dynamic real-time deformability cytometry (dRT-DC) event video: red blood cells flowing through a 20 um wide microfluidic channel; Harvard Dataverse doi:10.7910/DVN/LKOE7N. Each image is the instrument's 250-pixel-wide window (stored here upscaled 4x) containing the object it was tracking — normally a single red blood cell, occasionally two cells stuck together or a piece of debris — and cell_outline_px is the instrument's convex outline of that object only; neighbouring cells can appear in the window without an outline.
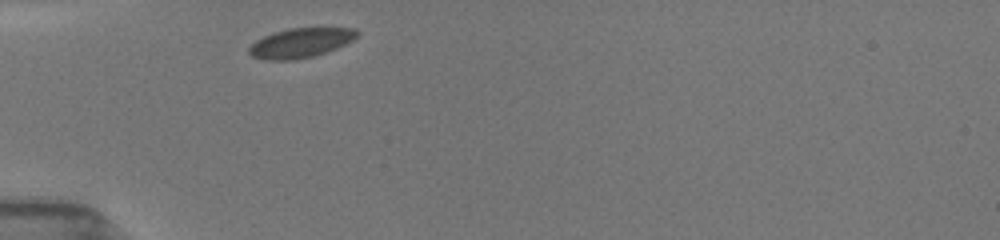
{"species": "common noctule bat (a hibernating species)", "species_latin": "Nyctalus noctula", "temperature_condition": "room temperature", "stored_images_in_passage": 4, "camera_frame_rate_fps": 3000, "um_per_image_px": 0.085, "animal": {"sex": "female", "body_mass_g": 19.5, "forearm_length_mm": 54.1}, "frame": {"image": 1, "passage_image": 1, "time_ms": 0.0, "image_size_px": [1000, 240], "cell_outline_px": [[360, 32], [352, 40], [328, 52], [312, 56], [292, 60], [268, 60], [252, 56], [248, 52], [248, 48], [256, 40], [264, 36], [288, 28], [356, 28]], "centroid_in_image_um": [25.55, 3.64], "position_along_channel_um": 59.4, "area_um2": 18.44}}
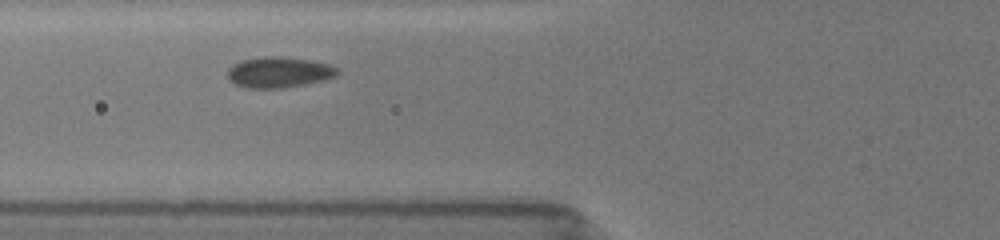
{"frame": {"image": 2, "passage_image": 3, "time_ms": 1.333, "image_size_px": [1000, 240], "cell_outline_px": [[340, 72], [336, 76], [324, 80], [284, 88], [244, 88], [236, 84], [228, 76], [228, 68], [244, 60], [264, 56], [280, 56], [312, 60], [328, 64], [336, 68]], "centroid_in_image_um": [23.74, 6.14], "position_along_channel_um": 102.1, "area_um2": 19.54}}